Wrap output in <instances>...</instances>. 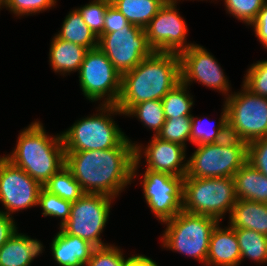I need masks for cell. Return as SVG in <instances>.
<instances>
[{
  "mask_svg": "<svg viewBox=\"0 0 267 266\" xmlns=\"http://www.w3.org/2000/svg\"><path fill=\"white\" fill-rule=\"evenodd\" d=\"M3 6H5V0H0V9L1 7L3 8Z\"/></svg>",
  "mask_w": 267,
  "mask_h": 266,
  "instance_id": "cell-42",
  "label": "cell"
},
{
  "mask_svg": "<svg viewBox=\"0 0 267 266\" xmlns=\"http://www.w3.org/2000/svg\"><path fill=\"white\" fill-rule=\"evenodd\" d=\"M220 222L213 228L206 265L208 266H238L240 264V249L233 227H220Z\"/></svg>",
  "mask_w": 267,
  "mask_h": 266,
  "instance_id": "cell-17",
  "label": "cell"
},
{
  "mask_svg": "<svg viewBox=\"0 0 267 266\" xmlns=\"http://www.w3.org/2000/svg\"><path fill=\"white\" fill-rule=\"evenodd\" d=\"M56 2V0H5L4 8H8L17 17L28 16L51 9L57 4Z\"/></svg>",
  "mask_w": 267,
  "mask_h": 266,
  "instance_id": "cell-36",
  "label": "cell"
},
{
  "mask_svg": "<svg viewBox=\"0 0 267 266\" xmlns=\"http://www.w3.org/2000/svg\"><path fill=\"white\" fill-rule=\"evenodd\" d=\"M247 162L267 176V137L248 143Z\"/></svg>",
  "mask_w": 267,
  "mask_h": 266,
  "instance_id": "cell-37",
  "label": "cell"
},
{
  "mask_svg": "<svg viewBox=\"0 0 267 266\" xmlns=\"http://www.w3.org/2000/svg\"><path fill=\"white\" fill-rule=\"evenodd\" d=\"M181 82L189 86L193 81L230 95V84L219 62L203 46L191 45L179 53ZM229 91V92H228ZM229 93V94H228Z\"/></svg>",
  "mask_w": 267,
  "mask_h": 266,
  "instance_id": "cell-15",
  "label": "cell"
},
{
  "mask_svg": "<svg viewBox=\"0 0 267 266\" xmlns=\"http://www.w3.org/2000/svg\"><path fill=\"white\" fill-rule=\"evenodd\" d=\"M43 248L40 240L17 231L0 247V266H31Z\"/></svg>",
  "mask_w": 267,
  "mask_h": 266,
  "instance_id": "cell-19",
  "label": "cell"
},
{
  "mask_svg": "<svg viewBox=\"0 0 267 266\" xmlns=\"http://www.w3.org/2000/svg\"><path fill=\"white\" fill-rule=\"evenodd\" d=\"M250 26L253 27L255 36L260 44L267 49V0H265L262 9L258 12L257 18Z\"/></svg>",
  "mask_w": 267,
  "mask_h": 266,
  "instance_id": "cell-39",
  "label": "cell"
},
{
  "mask_svg": "<svg viewBox=\"0 0 267 266\" xmlns=\"http://www.w3.org/2000/svg\"><path fill=\"white\" fill-rule=\"evenodd\" d=\"M244 78L243 85L253 94L267 97V60L253 63Z\"/></svg>",
  "mask_w": 267,
  "mask_h": 266,
  "instance_id": "cell-34",
  "label": "cell"
},
{
  "mask_svg": "<svg viewBox=\"0 0 267 266\" xmlns=\"http://www.w3.org/2000/svg\"><path fill=\"white\" fill-rule=\"evenodd\" d=\"M124 266H159L152 258H149L145 255H133L128 257Z\"/></svg>",
  "mask_w": 267,
  "mask_h": 266,
  "instance_id": "cell-41",
  "label": "cell"
},
{
  "mask_svg": "<svg viewBox=\"0 0 267 266\" xmlns=\"http://www.w3.org/2000/svg\"><path fill=\"white\" fill-rule=\"evenodd\" d=\"M240 249V264L244 258L257 263L267 262V236L244 228H234Z\"/></svg>",
  "mask_w": 267,
  "mask_h": 266,
  "instance_id": "cell-26",
  "label": "cell"
},
{
  "mask_svg": "<svg viewBox=\"0 0 267 266\" xmlns=\"http://www.w3.org/2000/svg\"><path fill=\"white\" fill-rule=\"evenodd\" d=\"M46 133L43 123L32 122L19 133L12 153L4 156L42 186L66 166L61 133Z\"/></svg>",
  "mask_w": 267,
  "mask_h": 266,
  "instance_id": "cell-3",
  "label": "cell"
},
{
  "mask_svg": "<svg viewBox=\"0 0 267 266\" xmlns=\"http://www.w3.org/2000/svg\"><path fill=\"white\" fill-rule=\"evenodd\" d=\"M118 246L107 245L93 249L85 266H124L127 258Z\"/></svg>",
  "mask_w": 267,
  "mask_h": 266,
  "instance_id": "cell-35",
  "label": "cell"
},
{
  "mask_svg": "<svg viewBox=\"0 0 267 266\" xmlns=\"http://www.w3.org/2000/svg\"><path fill=\"white\" fill-rule=\"evenodd\" d=\"M218 222L214 217L181 211L163 222L162 246L206 264L210 235Z\"/></svg>",
  "mask_w": 267,
  "mask_h": 266,
  "instance_id": "cell-7",
  "label": "cell"
},
{
  "mask_svg": "<svg viewBox=\"0 0 267 266\" xmlns=\"http://www.w3.org/2000/svg\"><path fill=\"white\" fill-rule=\"evenodd\" d=\"M180 82L179 54L154 51L122 75L121 93L116 106L125 115L138 103L162 100Z\"/></svg>",
  "mask_w": 267,
  "mask_h": 266,
  "instance_id": "cell-2",
  "label": "cell"
},
{
  "mask_svg": "<svg viewBox=\"0 0 267 266\" xmlns=\"http://www.w3.org/2000/svg\"><path fill=\"white\" fill-rule=\"evenodd\" d=\"M177 1L170 0L144 28L149 46L156 52L180 53L194 43H186L188 26L177 11Z\"/></svg>",
  "mask_w": 267,
  "mask_h": 266,
  "instance_id": "cell-13",
  "label": "cell"
},
{
  "mask_svg": "<svg viewBox=\"0 0 267 266\" xmlns=\"http://www.w3.org/2000/svg\"><path fill=\"white\" fill-rule=\"evenodd\" d=\"M195 146L187 160V177H233L248 159V143L230 136L221 142Z\"/></svg>",
  "mask_w": 267,
  "mask_h": 266,
  "instance_id": "cell-6",
  "label": "cell"
},
{
  "mask_svg": "<svg viewBox=\"0 0 267 266\" xmlns=\"http://www.w3.org/2000/svg\"><path fill=\"white\" fill-rule=\"evenodd\" d=\"M111 4V0H93L76 8L82 15L83 21L98 39L102 36L106 10Z\"/></svg>",
  "mask_w": 267,
  "mask_h": 266,
  "instance_id": "cell-32",
  "label": "cell"
},
{
  "mask_svg": "<svg viewBox=\"0 0 267 266\" xmlns=\"http://www.w3.org/2000/svg\"><path fill=\"white\" fill-rule=\"evenodd\" d=\"M126 116L137 117L146 128L155 132L154 136H157L166 120L161 100H149L138 103L125 114Z\"/></svg>",
  "mask_w": 267,
  "mask_h": 266,
  "instance_id": "cell-29",
  "label": "cell"
},
{
  "mask_svg": "<svg viewBox=\"0 0 267 266\" xmlns=\"http://www.w3.org/2000/svg\"><path fill=\"white\" fill-rule=\"evenodd\" d=\"M205 120L201 119L200 117L195 118L193 115H191L190 143L195 145L217 143L223 141L229 136L227 109L225 106L223 107L219 121L216 124L217 126H213L207 130L205 126L209 127L207 124L209 122H207L208 120L205 122Z\"/></svg>",
  "mask_w": 267,
  "mask_h": 266,
  "instance_id": "cell-25",
  "label": "cell"
},
{
  "mask_svg": "<svg viewBox=\"0 0 267 266\" xmlns=\"http://www.w3.org/2000/svg\"><path fill=\"white\" fill-rule=\"evenodd\" d=\"M135 144L126 137L111 149L65 151V165L84 193L117 198L132 182Z\"/></svg>",
  "mask_w": 267,
  "mask_h": 266,
  "instance_id": "cell-1",
  "label": "cell"
},
{
  "mask_svg": "<svg viewBox=\"0 0 267 266\" xmlns=\"http://www.w3.org/2000/svg\"><path fill=\"white\" fill-rule=\"evenodd\" d=\"M98 111V114L80 118L61 133L64 151L111 149L127 137L112 117L124 115L116 105L101 104Z\"/></svg>",
  "mask_w": 267,
  "mask_h": 266,
  "instance_id": "cell-4",
  "label": "cell"
},
{
  "mask_svg": "<svg viewBox=\"0 0 267 266\" xmlns=\"http://www.w3.org/2000/svg\"><path fill=\"white\" fill-rule=\"evenodd\" d=\"M228 134L247 143L267 137V97L253 94L242 84L225 98Z\"/></svg>",
  "mask_w": 267,
  "mask_h": 266,
  "instance_id": "cell-8",
  "label": "cell"
},
{
  "mask_svg": "<svg viewBox=\"0 0 267 266\" xmlns=\"http://www.w3.org/2000/svg\"><path fill=\"white\" fill-rule=\"evenodd\" d=\"M17 229L14 218L0 212V247L18 231Z\"/></svg>",
  "mask_w": 267,
  "mask_h": 266,
  "instance_id": "cell-40",
  "label": "cell"
},
{
  "mask_svg": "<svg viewBox=\"0 0 267 266\" xmlns=\"http://www.w3.org/2000/svg\"><path fill=\"white\" fill-rule=\"evenodd\" d=\"M233 228H244L267 236V203L238 199L229 216Z\"/></svg>",
  "mask_w": 267,
  "mask_h": 266,
  "instance_id": "cell-21",
  "label": "cell"
},
{
  "mask_svg": "<svg viewBox=\"0 0 267 266\" xmlns=\"http://www.w3.org/2000/svg\"><path fill=\"white\" fill-rule=\"evenodd\" d=\"M72 202L64 200L61 197L51 194L44 188L39 193L38 206L43 209L42 215L44 217L52 216L61 219L60 227L68 221L71 211Z\"/></svg>",
  "mask_w": 267,
  "mask_h": 266,
  "instance_id": "cell-31",
  "label": "cell"
},
{
  "mask_svg": "<svg viewBox=\"0 0 267 266\" xmlns=\"http://www.w3.org/2000/svg\"><path fill=\"white\" fill-rule=\"evenodd\" d=\"M191 116L166 119L157 137L160 139L186 146L190 142Z\"/></svg>",
  "mask_w": 267,
  "mask_h": 266,
  "instance_id": "cell-30",
  "label": "cell"
},
{
  "mask_svg": "<svg viewBox=\"0 0 267 266\" xmlns=\"http://www.w3.org/2000/svg\"><path fill=\"white\" fill-rule=\"evenodd\" d=\"M140 184L148 207L161 223L183 211V177L146 169Z\"/></svg>",
  "mask_w": 267,
  "mask_h": 266,
  "instance_id": "cell-12",
  "label": "cell"
},
{
  "mask_svg": "<svg viewBox=\"0 0 267 266\" xmlns=\"http://www.w3.org/2000/svg\"><path fill=\"white\" fill-rule=\"evenodd\" d=\"M43 186L23 169L0 157V202L5 207L0 212L12 217L14 212L38 206Z\"/></svg>",
  "mask_w": 267,
  "mask_h": 266,
  "instance_id": "cell-14",
  "label": "cell"
},
{
  "mask_svg": "<svg viewBox=\"0 0 267 266\" xmlns=\"http://www.w3.org/2000/svg\"><path fill=\"white\" fill-rule=\"evenodd\" d=\"M183 211L196 215L216 218L219 222L224 215L231 214L237 202L233 177L183 178Z\"/></svg>",
  "mask_w": 267,
  "mask_h": 266,
  "instance_id": "cell-5",
  "label": "cell"
},
{
  "mask_svg": "<svg viewBox=\"0 0 267 266\" xmlns=\"http://www.w3.org/2000/svg\"><path fill=\"white\" fill-rule=\"evenodd\" d=\"M113 199L103 194H83L72 202L69 219L62 229L69 235L88 241L95 248L110 245L104 243L100 236L108 222Z\"/></svg>",
  "mask_w": 267,
  "mask_h": 266,
  "instance_id": "cell-10",
  "label": "cell"
},
{
  "mask_svg": "<svg viewBox=\"0 0 267 266\" xmlns=\"http://www.w3.org/2000/svg\"><path fill=\"white\" fill-rule=\"evenodd\" d=\"M128 23L126 17L111 4L106 10L102 35L123 29Z\"/></svg>",
  "mask_w": 267,
  "mask_h": 266,
  "instance_id": "cell-38",
  "label": "cell"
},
{
  "mask_svg": "<svg viewBox=\"0 0 267 266\" xmlns=\"http://www.w3.org/2000/svg\"><path fill=\"white\" fill-rule=\"evenodd\" d=\"M59 38L81 45L88 50L98 47V38L83 21L82 15L75 8L66 15L60 31Z\"/></svg>",
  "mask_w": 267,
  "mask_h": 266,
  "instance_id": "cell-24",
  "label": "cell"
},
{
  "mask_svg": "<svg viewBox=\"0 0 267 266\" xmlns=\"http://www.w3.org/2000/svg\"><path fill=\"white\" fill-rule=\"evenodd\" d=\"M185 152L186 147L160 139L154 135L145 148L138 143L135 144V162L132 180L137 176V170L139 169L141 158H143L142 156H144L146 160V169L184 178L187 172Z\"/></svg>",
  "mask_w": 267,
  "mask_h": 266,
  "instance_id": "cell-16",
  "label": "cell"
},
{
  "mask_svg": "<svg viewBox=\"0 0 267 266\" xmlns=\"http://www.w3.org/2000/svg\"><path fill=\"white\" fill-rule=\"evenodd\" d=\"M79 85L91 102L101 99L103 105H116L121 93L122 75L100 48L86 52L78 71Z\"/></svg>",
  "mask_w": 267,
  "mask_h": 266,
  "instance_id": "cell-9",
  "label": "cell"
},
{
  "mask_svg": "<svg viewBox=\"0 0 267 266\" xmlns=\"http://www.w3.org/2000/svg\"><path fill=\"white\" fill-rule=\"evenodd\" d=\"M98 48L121 75L134 69L154 52L148 44L144 28L132 23L116 32L103 34L98 39Z\"/></svg>",
  "mask_w": 267,
  "mask_h": 266,
  "instance_id": "cell-11",
  "label": "cell"
},
{
  "mask_svg": "<svg viewBox=\"0 0 267 266\" xmlns=\"http://www.w3.org/2000/svg\"><path fill=\"white\" fill-rule=\"evenodd\" d=\"M87 51V48L65 41L55 34L49 49V62L55 73L65 76L79 71Z\"/></svg>",
  "mask_w": 267,
  "mask_h": 266,
  "instance_id": "cell-20",
  "label": "cell"
},
{
  "mask_svg": "<svg viewBox=\"0 0 267 266\" xmlns=\"http://www.w3.org/2000/svg\"><path fill=\"white\" fill-rule=\"evenodd\" d=\"M237 199L267 203V176L246 162L233 176Z\"/></svg>",
  "mask_w": 267,
  "mask_h": 266,
  "instance_id": "cell-22",
  "label": "cell"
},
{
  "mask_svg": "<svg viewBox=\"0 0 267 266\" xmlns=\"http://www.w3.org/2000/svg\"><path fill=\"white\" fill-rule=\"evenodd\" d=\"M112 5L120 11L133 25L145 28L156 16L159 9L170 0H111Z\"/></svg>",
  "mask_w": 267,
  "mask_h": 266,
  "instance_id": "cell-23",
  "label": "cell"
},
{
  "mask_svg": "<svg viewBox=\"0 0 267 266\" xmlns=\"http://www.w3.org/2000/svg\"><path fill=\"white\" fill-rule=\"evenodd\" d=\"M161 101L165 119L192 115L193 96L189 94L188 86L182 82L171 89Z\"/></svg>",
  "mask_w": 267,
  "mask_h": 266,
  "instance_id": "cell-27",
  "label": "cell"
},
{
  "mask_svg": "<svg viewBox=\"0 0 267 266\" xmlns=\"http://www.w3.org/2000/svg\"><path fill=\"white\" fill-rule=\"evenodd\" d=\"M50 248L53 259L59 266H85L95 247L88 241L69 235L60 228Z\"/></svg>",
  "mask_w": 267,
  "mask_h": 266,
  "instance_id": "cell-18",
  "label": "cell"
},
{
  "mask_svg": "<svg viewBox=\"0 0 267 266\" xmlns=\"http://www.w3.org/2000/svg\"><path fill=\"white\" fill-rule=\"evenodd\" d=\"M51 194L57 195L64 200L75 202L85 194L80 184L75 180L72 172L64 166L55 173L43 186Z\"/></svg>",
  "mask_w": 267,
  "mask_h": 266,
  "instance_id": "cell-28",
  "label": "cell"
},
{
  "mask_svg": "<svg viewBox=\"0 0 267 266\" xmlns=\"http://www.w3.org/2000/svg\"><path fill=\"white\" fill-rule=\"evenodd\" d=\"M227 13L250 26L265 0H224Z\"/></svg>",
  "mask_w": 267,
  "mask_h": 266,
  "instance_id": "cell-33",
  "label": "cell"
}]
</instances>
